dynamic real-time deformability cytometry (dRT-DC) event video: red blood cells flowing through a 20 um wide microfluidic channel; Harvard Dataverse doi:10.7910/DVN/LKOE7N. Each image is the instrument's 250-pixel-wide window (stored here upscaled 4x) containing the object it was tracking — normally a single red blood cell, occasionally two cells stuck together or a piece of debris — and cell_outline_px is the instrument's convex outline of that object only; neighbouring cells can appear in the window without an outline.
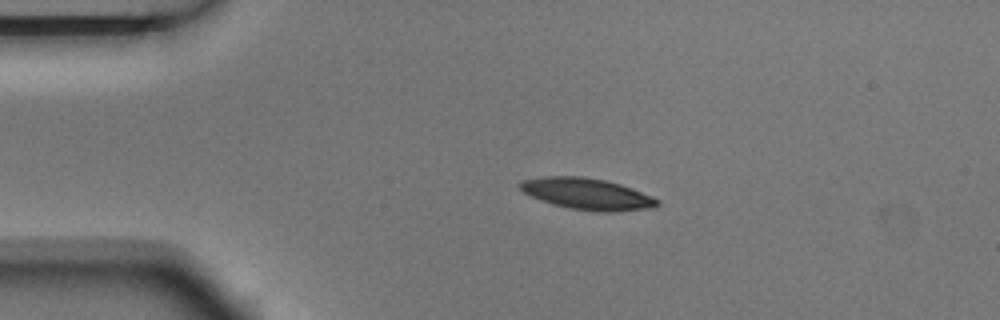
{"species": "Egyptian fruit bat (a non-hibernating species)", "species_latin": "Rousettus aegyptiacus", "temperature_condition": "room temperature", "stored_images_in_passage": 3, "camera_frame_rate_fps": 3000, "um_per_image_px": 0.085, "animal": {"sex": "male"}, "frame": {"image": 1, "passage_image": 2, "time_ms": 0.333, "image_size_px": [1000, 320], "cell_outline_px": [[660, 204], [652, 208], [616, 212], [596, 212], [568, 208], [552, 204], [532, 196], [524, 192], [520, 188], [520, 180], [544, 176], [584, 176], [604, 180], [620, 184], [632, 188], [652, 196], [660, 200]], "centroid_in_image_um": [49.94, 16.49], "position_along_channel_um": 35.1, "area_um2": 25.26}}
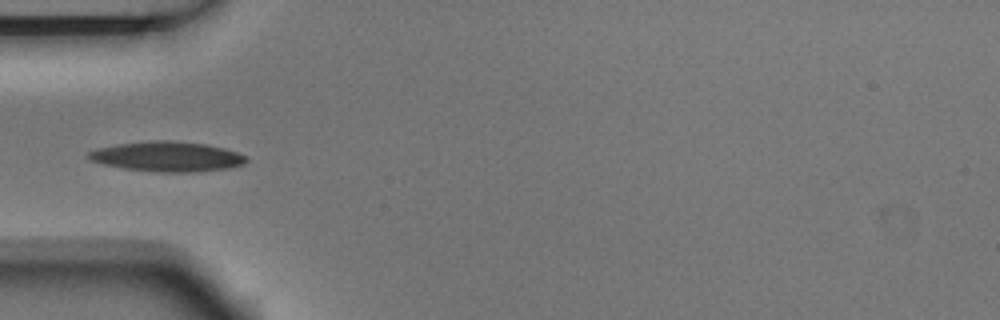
{"frame": {"image": 2, "passage_image": 3, "time_ms": 0.667, "image_size_px": [1000, 320], "cell_outline_px": [[248, 160], [244, 164], [228, 168], [196, 172], [160, 172], [124, 168], [104, 164], [88, 160], [88, 152], [96, 148], [116, 144], [156, 140], [168, 140], [204, 144], [224, 148], [248, 156]], "centroid_in_image_um": [14.21, 13.31], "position_along_channel_um": 70.8, "area_um2": 27.51}}